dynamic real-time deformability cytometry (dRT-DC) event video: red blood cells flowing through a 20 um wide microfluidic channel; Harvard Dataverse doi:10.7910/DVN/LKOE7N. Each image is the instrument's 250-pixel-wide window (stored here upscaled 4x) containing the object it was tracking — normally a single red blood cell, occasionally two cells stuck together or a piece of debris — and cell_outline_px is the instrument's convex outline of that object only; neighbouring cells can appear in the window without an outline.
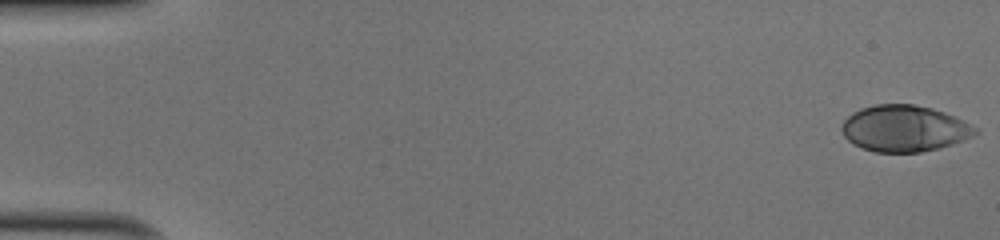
{"species": "human", "species_latin": "Homo sapiens", "temperature_condition": "cold", "stored_images_in_passage": 51, "camera_frame_rate_fps": 3000, "um_per_image_px": 0.085, "donor": {"sex": "male"}, "frame": {"image": 1, "passage_image": 1, "time_ms": 0.0, "image_size_px": [1000, 240], "cell_outline_px": [[980, 132], [964, 140], [940, 148], [920, 152], [876, 152], [860, 148], [852, 144], [844, 136], [840, 128], [840, 124], [852, 112], [860, 108], [876, 104], [912, 104], [932, 108], [956, 116], [980, 128]], "centroid_in_image_um": [76.88, 10.92], "position_along_channel_um": 8.1, "area_um2": 36.59}}
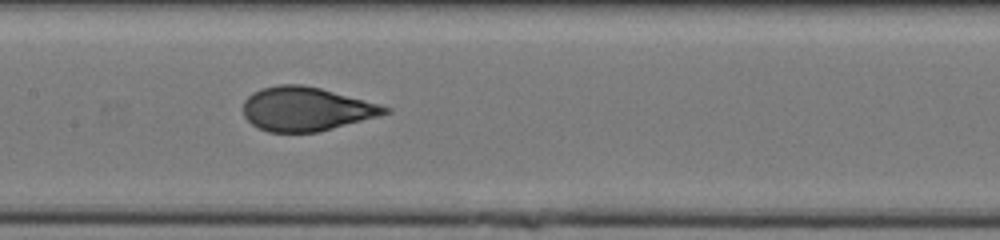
{"frame": {"image": 2, "passage_image": 26, "time_ms": 8.333, "image_size_px": [1000, 240], "cell_outline_px": [[392, 112], [380, 116], [316, 132], [268, 132], [252, 124], [244, 116], [244, 100], [252, 92], [260, 88], [280, 84], [300, 84], [320, 88], [380, 104], [392, 108]], "centroid_in_image_um": [26.03, 9.25], "position_along_channel_um": 181.4, "area_um2": 36.18}}
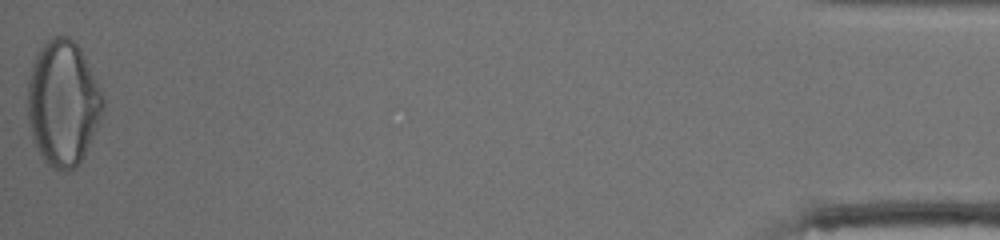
{"frame": {"image": 3, "passage_image": 51, "time_ms": 16.667, "image_size_px": [1000, 240], "cell_outline_px": [[104, 108], [96, 128], [84, 156], [76, 168], [68, 172], [56, 168], [48, 164], [44, 160], [32, 140], [28, 120], [28, 80], [32, 64], [40, 48], [52, 36], [68, 36], [80, 48], [104, 96]], "centroid_in_image_um": [5.35, 8.78], "position_along_channel_um": 429.9, "area_um2": 54.85}, "authors_computed_cell_mechanics": {"area_um2": 36.3562, "velocity_mm_per_s": 4.0697, "shape_relaxation_time_tau1_ms": 6.6419, "shape_relaxation_time_tau2_ms": null, "deformation_change_tau1": 0.2466, "deformation_change_tau2": null}}